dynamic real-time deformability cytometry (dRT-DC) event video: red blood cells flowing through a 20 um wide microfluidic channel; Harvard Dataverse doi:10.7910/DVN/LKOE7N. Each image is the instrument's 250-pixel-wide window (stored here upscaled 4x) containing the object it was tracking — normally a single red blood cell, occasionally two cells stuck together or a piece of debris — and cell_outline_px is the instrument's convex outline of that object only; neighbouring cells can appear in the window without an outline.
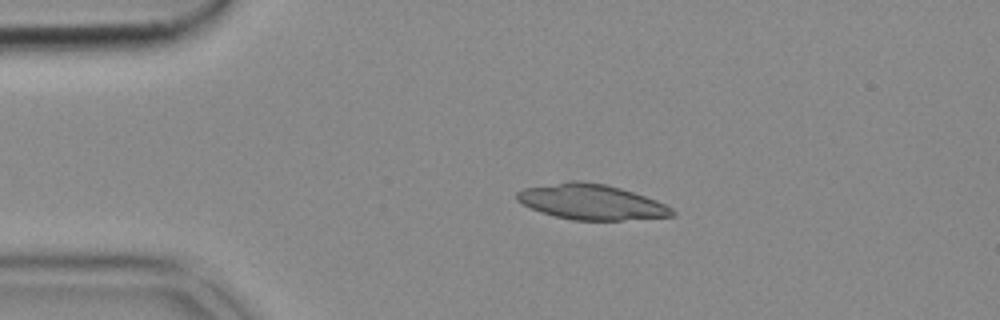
{"species": "common noctule bat (a hibernating species)", "species_latin": "Nyctalus noctula", "temperature_condition": "cold", "stored_images_in_passage": 43, "camera_frame_rate_fps": 3000, "um_per_image_px": 0.085, "animal": {"sex": "female", "body_mass_g": 18.4}, "frame": {"image": 1, "passage_image": 1, "time_ms": 0.0, "image_size_px": [1000, 320], "cell_outline_px": [[676, 212], [672, 216], [620, 220], [572, 220], [540, 212], [516, 200], [516, 192], [524, 188], [572, 180], [580, 180], [604, 184], [620, 188], [656, 200], [672, 208]], "centroid_in_image_um": [50.24, 17.16], "position_along_channel_um": 34.8, "area_um2": 31.67}}
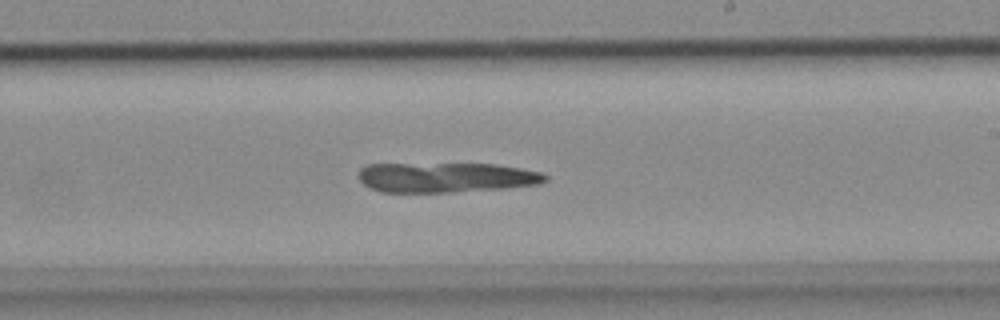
{"frame": {"image": 2, "passage_image": 21, "time_ms": 6.667, "image_size_px": [1000, 320], "cell_outline_px": [[548, 180], [540, 184], [504, 188], [452, 192], [380, 192], [364, 184], [360, 180], [360, 168], [368, 164], [496, 164], [544, 172], [548, 176]], "centroid_in_image_um": [37.97, 15.08], "position_along_channel_um": 251.0, "area_um2": 32.6}}
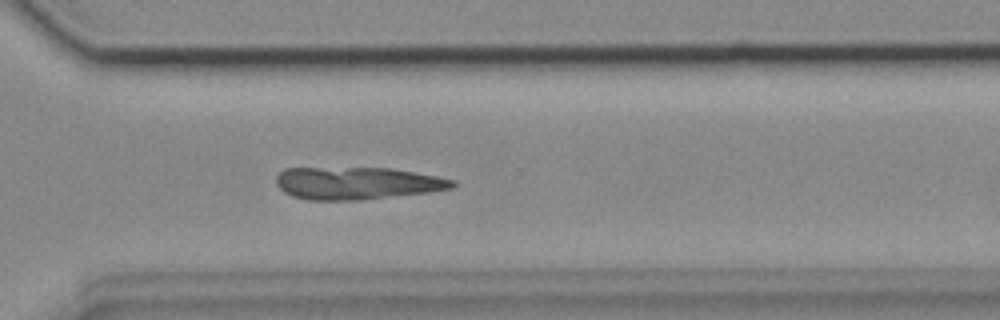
{"frame": {"image": 3, "passage_image": 28, "time_ms": 9.0, "image_size_px": [1000, 320], "cell_outline_px": [[456, 184], [452, 188], [432, 192], [356, 200], [308, 200], [292, 196], [284, 192], [276, 184], [276, 176], [284, 168], [392, 168], [436, 176], [456, 180]], "centroid_in_image_um": [30.35, 15.57], "position_along_channel_um": 340.3, "area_um2": 33.35}}